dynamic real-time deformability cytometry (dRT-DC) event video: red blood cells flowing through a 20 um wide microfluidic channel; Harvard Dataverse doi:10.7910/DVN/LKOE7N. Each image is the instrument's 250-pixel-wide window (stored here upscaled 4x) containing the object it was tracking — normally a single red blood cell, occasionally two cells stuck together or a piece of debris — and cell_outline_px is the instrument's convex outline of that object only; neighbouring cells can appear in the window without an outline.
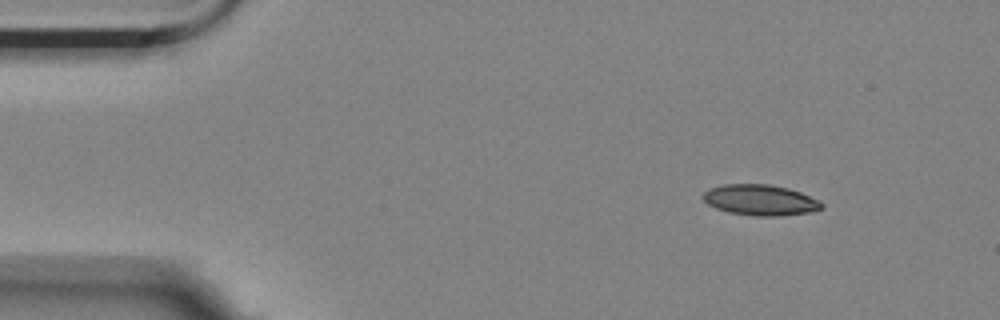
{"species": "Egyptian fruit bat (a non-hibernating species)", "species_latin": "Rousettus aegyptiacus", "temperature_condition": "room temperature", "stored_images_in_passage": 8, "camera_frame_rate_fps": 3000, "um_per_image_px": 0.085, "animal": {"sex": "female"}, "frame": {"image": 1, "passage_image": 1, "time_ms": 0.0, "image_size_px": [1000, 320], "cell_outline_px": [[824, 208], [812, 212], [780, 216], [756, 216], [728, 212], [716, 208], [708, 204], [700, 196], [708, 188], [724, 184], [768, 184], [788, 188], [800, 192], [820, 200], [824, 204]], "centroid_in_image_um": [64.64, 17.0], "position_along_channel_um": 20.4, "area_um2": 21.5}}
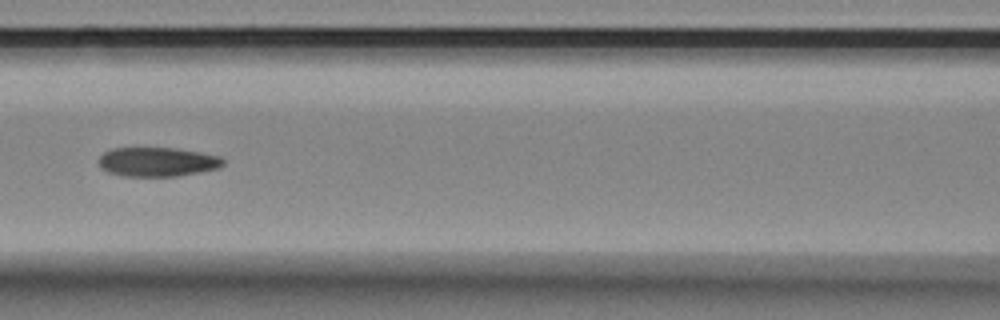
{"frame": {"image": 2, "passage_image": 6, "time_ms": 1.667, "image_size_px": [1000, 320], "cell_outline_px": [[224, 164], [220, 168], [200, 172], [176, 176], [124, 176], [108, 172], [100, 168], [96, 160], [104, 152], [112, 148], [176, 148], [200, 152], [220, 156], [224, 160]], "centroid_in_image_um": [13.36, 13.76], "position_along_channel_um": 153.2, "area_um2": 21.39}}
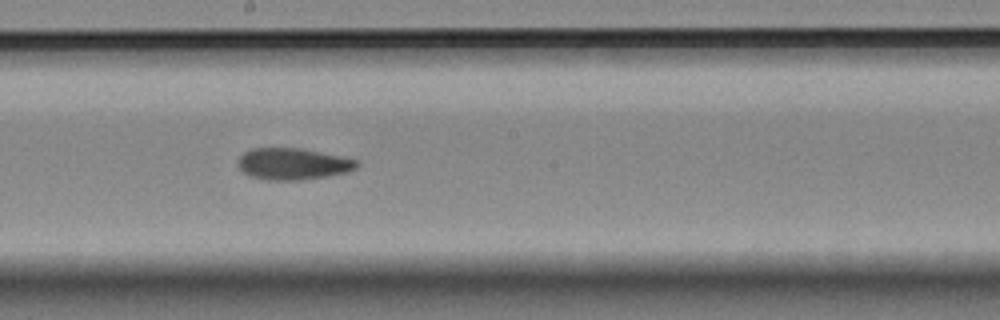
{"frame": {"image": 3, "passage_image": 8, "time_ms": 2.333, "image_size_px": [1000, 320], "cell_outline_px": [[360, 164], [356, 168], [348, 172], [300, 180], [268, 180], [248, 176], [240, 168], [236, 160], [244, 152], [252, 148], [300, 148], [360, 160]], "centroid_in_image_um": [24.89, 13.93], "position_along_channel_um": 223.3, "area_um2": 21.91}}